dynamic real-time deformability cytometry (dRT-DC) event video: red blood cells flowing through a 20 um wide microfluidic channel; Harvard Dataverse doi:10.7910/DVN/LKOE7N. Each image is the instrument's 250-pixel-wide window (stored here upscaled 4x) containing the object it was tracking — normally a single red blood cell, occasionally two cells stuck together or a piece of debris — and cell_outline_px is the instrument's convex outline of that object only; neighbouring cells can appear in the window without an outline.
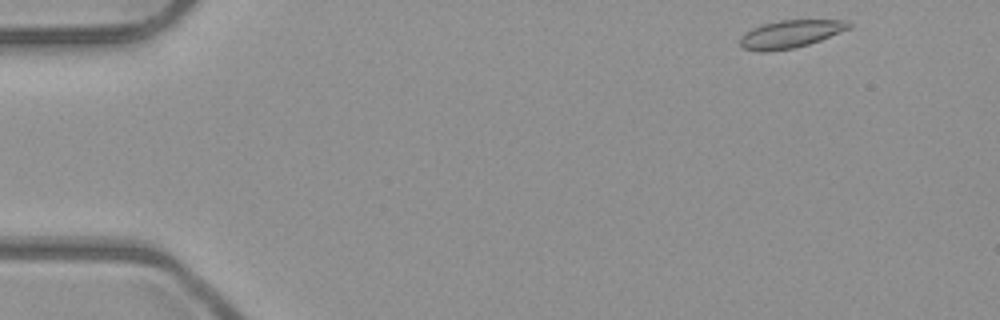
{"species": "common noctule bat (a hibernating species)", "species_latin": "Nyctalus noctula", "temperature_condition": "room temperature", "stored_images_in_passage": 5, "segment_of_instrument_passage": [2, 2], "camera_frame_rate_fps": 3000, "um_per_image_px": 0.085, "animal": {"sex": "male", "body_mass_g": 23.1, "forearm_length_mm": 52.7}, "frame": {"image": 1, "passage_image": 5, "time_ms": 1.333, "image_size_px": [1000, 320], "cell_outline_px": [[852, 28], [820, 40], [808, 44], [792, 48], [768, 52], [760, 52], [744, 48], [740, 44], [740, 36], [744, 32], [752, 28], [764, 24], [780, 20], [848, 20], [852, 24]], "centroid_in_image_um": [67.2, 2.89], "position_along_channel_um": 17.8, "area_um2": 17.63}}